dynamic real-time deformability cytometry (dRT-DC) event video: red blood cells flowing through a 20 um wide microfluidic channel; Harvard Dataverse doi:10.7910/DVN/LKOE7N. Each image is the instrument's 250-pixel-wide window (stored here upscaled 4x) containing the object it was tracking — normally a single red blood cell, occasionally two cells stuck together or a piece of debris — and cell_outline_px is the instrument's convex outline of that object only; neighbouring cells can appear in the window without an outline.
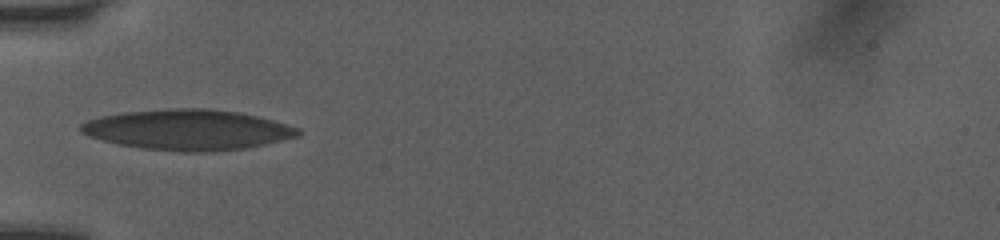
{"species": "human", "species_latin": "Homo sapiens", "temperature_condition": "room temperature", "stored_images_in_passage": 34, "camera_frame_rate_fps": 3000, "um_per_image_px": 0.085, "donor": {"sex": "female"}, "frame": {"image": 1, "passage_image": 1, "time_ms": 0.0, "image_size_px": [1000, 240], "cell_outline_px": [[300, 132], [296, 136], [264, 144], [244, 148], [212, 152], [184, 152], [140, 148], [120, 144], [88, 136], [80, 132], [80, 124], [88, 120], [100, 116], [124, 112], [172, 108], [200, 108], [240, 112], [272, 120], [300, 128]], "centroid_in_image_um": [15.93, 11.03], "position_along_channel_um": 69.1, "area_um2": 50.92}}
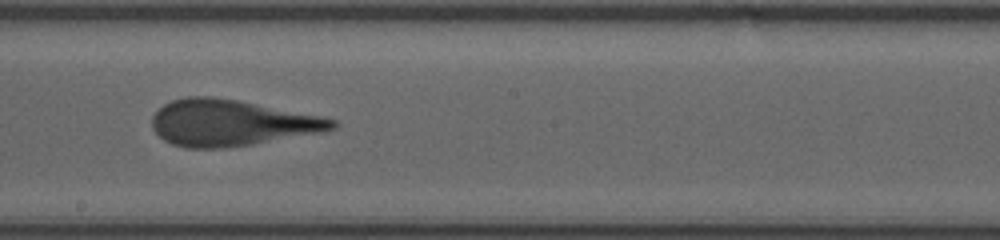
{"frame": {"image": 2, "passage_image": 13, "time_ms": 4.0, "image_size_px": [1000, 240], "cell_outline_px": [[340, 124], [336, 128], [324, 132], [252, 144], [220, 148], [184, 148], [172, 144], [164, 140], [152, 128], [152, 116], [164, 104], [172, 100], [188, 96], [212, 96], [236, 100], [320, 116], [336, 120]], "centroid_in_image_um": [19.65, 10.45], "position_along_channel_um": 228.6, "area_um2": 48.32}}
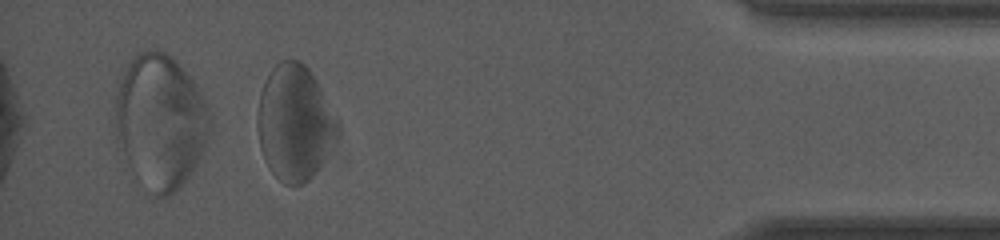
{"frame": {"image": 3, "passage_image": 30, "time_ms": 9.667, "image_size_px": [1000, 240], "cell_outline_px": [[340, 132], [320, 164], [312, 176], [304, 184], [292, 188], [284, 184], [268, 168], [264, 160], [260, 148], [256, 124], [256, 116], [260, 92], [264, 80], [268, 72], [280, 60], [300, 60], [308, 68], [316, 80], [340, 120]], "centroid_in_image_um": [25.03, 10.44], "position_along_channel_um": 410.2, "area_um2": 54.56}, "authors_computed_cell_mechanics": {"area_um2": 48.8699, "velocity_mm_per_s": 4.0089, "shape_relaxation_time_tau1_ms": 3.3866, "shape_relaxation_time_tau2_ms": 1.1113, "deformation_change_tau1": 0.1277, "deformation_change_tau2": 0.1139}}